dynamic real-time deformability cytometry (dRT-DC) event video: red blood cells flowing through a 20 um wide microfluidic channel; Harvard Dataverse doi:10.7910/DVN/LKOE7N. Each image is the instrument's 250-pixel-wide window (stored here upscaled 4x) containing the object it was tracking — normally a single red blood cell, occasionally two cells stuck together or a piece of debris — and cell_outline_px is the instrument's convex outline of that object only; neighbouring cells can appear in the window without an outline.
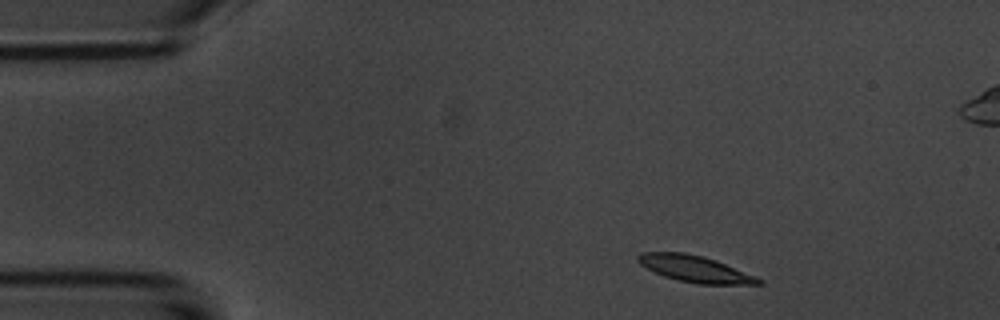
{"species": "common noctule bat (a hibernating species)", "species_latin": "Nyctalus noctula", "temperature_condition": "room temperature", "stored_images_in_passage": 3, "camera_frame_rate_fps": 3000, "um_per_image_px": 0.085, "animal": {"sex": "male", "body_mass_g": 20.1, "forearm_length_mm": 53.5}, "frame": {"image": 1, "passage_image": 1, "time_ms": 0.0, "image_size_px": [1000, 320], "cell_outline_px": [[764, 284], [700, 284], [676, 280], [664, 276], [640, 264], [636, 260], [636, 256], [640, 252], [684, 252], [704, 256], [716, 260], [756, 276], [764, 280]], "centroid_in_image_um": [59.08, 22.85], "position_along_channel_um": 25.9, "area_um2": 18.67}}